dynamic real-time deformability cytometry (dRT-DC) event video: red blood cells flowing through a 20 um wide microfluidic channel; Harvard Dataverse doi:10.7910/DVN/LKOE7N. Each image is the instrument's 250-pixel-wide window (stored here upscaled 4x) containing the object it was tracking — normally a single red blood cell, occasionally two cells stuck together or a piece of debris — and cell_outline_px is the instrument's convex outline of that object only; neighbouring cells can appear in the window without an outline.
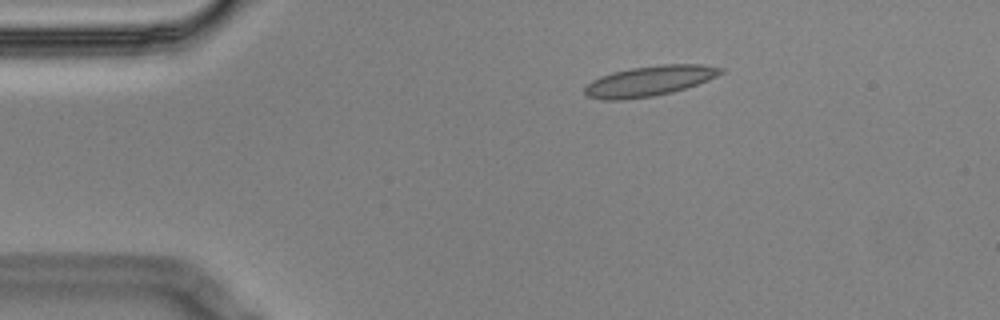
{"species": "Egyptian fruit bat (a non-hibernating species)", "species_latin": "Rousettus aegyptiacus", "temperature_condition": "cold", "stored_images_in_passage": 6, "camera_frame_rate_fps": 3000, "um_per_image_px": 0.085, "animal": {"sex": "male"}, "frame": {"image": 1, "passage_image": 3, "time_ms": 0.667, "image_size_px": [1000, 320], "cell_outline_px": [[724, 72], [708, 80], [672, 92], [652, 96], [624, 100], [604, 100], [588, 96], [584, 92], [584, 88], [592, 80], [600, 76], [612, 72], [632, 68], [664, 64], [700, 64], [724, 68]], "centroid_in_image_um": [55.19, 6.88], "position_along_channel_um": 29.8, "area_um2": 23.81}}
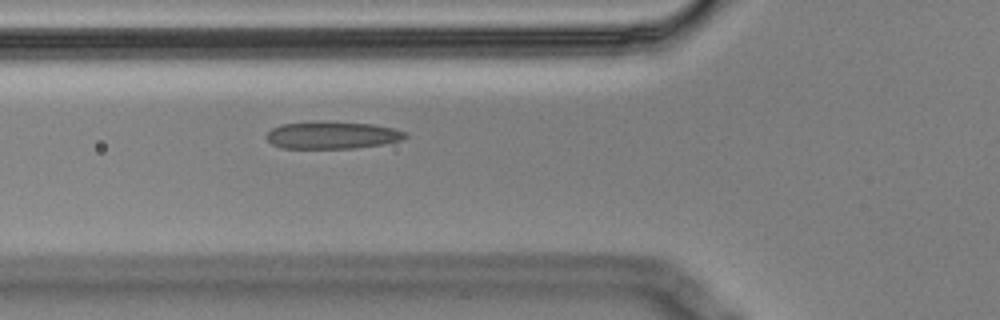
{"frame": {"image": 2, "passage_image": 6, "time_ms": 1.667, "image_size_px": [1000, 320], "cell_outline_px": [[408, 136], [404, 140], [384, 144], [356, 148], [280, 148], [272, 144], [264, 136], [272, 128], [280, 124], [316, 120], [372, 124], [392, 128], [408, 132]], "centroid_in_image_um": [28.23, 11.48], "position_along_channel_um": 97.6, "area_um2": 22.6}}